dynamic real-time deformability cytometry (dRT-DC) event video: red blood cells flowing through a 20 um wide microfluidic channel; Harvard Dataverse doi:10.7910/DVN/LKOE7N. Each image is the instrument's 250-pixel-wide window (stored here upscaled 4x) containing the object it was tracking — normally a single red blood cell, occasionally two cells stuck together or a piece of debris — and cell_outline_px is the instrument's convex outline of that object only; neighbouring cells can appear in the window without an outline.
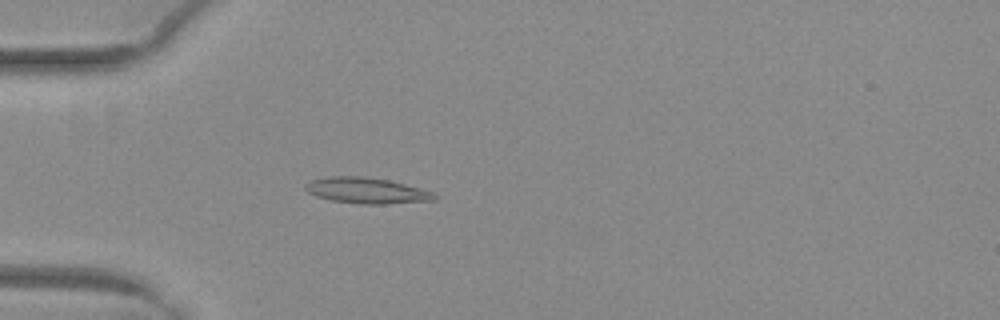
{"species": "common noctule bat (a hibernating species)", "species_latin": "Nyctalus noctula", "temperature_condition": "warm", "stored_images_in_passage": 39, "camera_frame_rate_fps": 3000, "um_per_image_px": 0.085, "animal": {"sex": "female", "body_mass_g": 29.2, "forearm_length_mm": 56.3}, "frame": {"image": 1, "passage_image": 3, "time_ms": 0.667, "image_size_px": [1000, 320], "cell_outline_px": [[436, 200], [388, 204], [360, 204], [332, 200], [316, 196], [308, 192], [304, 188], [304, 184], [312, 180], [332, 176], [364, 176], [388, 180], [420, 188], [432, 192], [436, 196]], "centroid_in_image_um": [31.15, 16.2], "position_along_channel_um": 53.8, "area_um2": 19.36}}
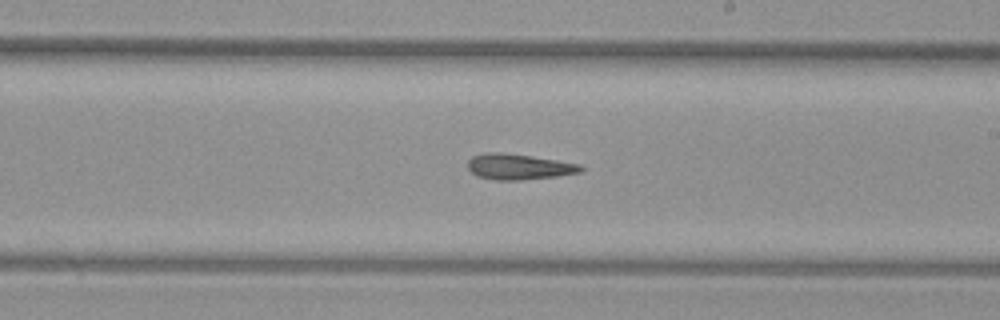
{"frame": {"image": 2, "passage_image": 18, "time_ms": 5.667, "image_size_px": [1000, 320], "cell_outline_px": [[584, 172], [556, 176], [520, 180], [496, 180], [476, 176], [468, 168], [468, 160], [472, 156], [484, 152], [504, 152], [532, 156], [580, 164], [584, 168]], "centroid_in_image_um": [44.09, 14.16], "position_along_channel_um": 244.9, "area_um2": 17.05}}
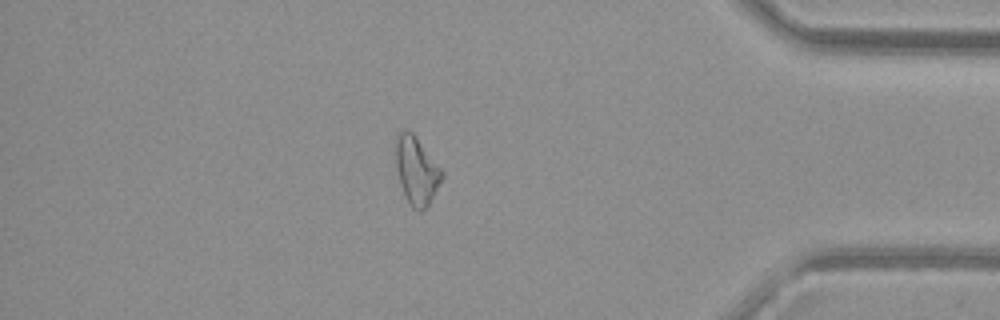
{"frame": {"image": 3, "passage_image": 32, "time_ms": 10.333, "image_size_px": [1000, 320], "cell_outline_px": [[444, 176], [428, 204], [420, 212], [412, 208], [404, 196], [400, 184], [396, 168], [396, 144], [400, 132], [404, 128], [412, 132], [416, 136], [444, 172]], "centroid_in_image_um": [35.4, 14.51], "position_along_channel_um": 399.8, "area_um2": 18.09}, "authors_computed_cell_mechanics": {"area_um2": 17.7446, "velocity_mm_per_s": 4.0364, "shape_relaxation_time_tau1_ms": null, "shape_relaxation_time_tau2_ms": 4.464, "deformation_change_tau1": null, "deformation_change_tau2": 0.1349}}